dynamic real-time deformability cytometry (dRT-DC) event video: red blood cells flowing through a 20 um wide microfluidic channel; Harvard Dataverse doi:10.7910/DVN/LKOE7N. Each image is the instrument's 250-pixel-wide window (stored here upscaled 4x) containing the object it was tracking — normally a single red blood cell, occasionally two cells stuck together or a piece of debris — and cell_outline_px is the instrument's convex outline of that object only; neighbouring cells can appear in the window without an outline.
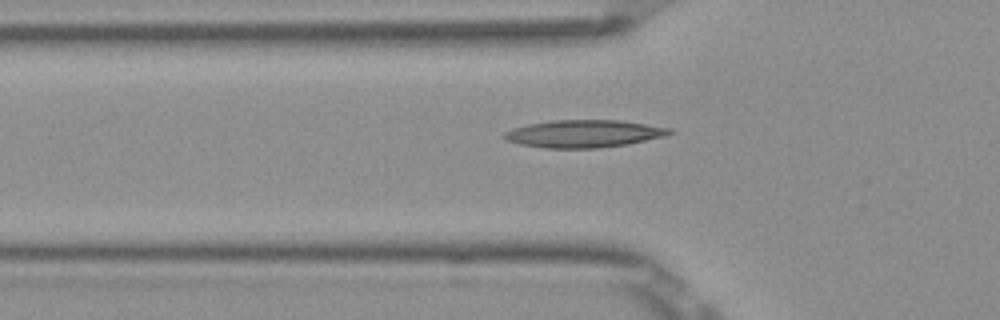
{"species": "Egyptian fruit bat (a non-hibernating species)", "species_latin": "Rousettus aegyptiacus", "temperature_condition": "room temperature", "stored_images_in_passage": 7, "camera_frame_rate_fps": 3000, "um_per_image_px": 0.085, "frame": {"image": 1, "passage_image": 6, "time_ms": 1.667, "image_size_px": [1000, 320], "cell_outline_px": [[672, 132], [668, 136], [628, 144], [596, 148], [548, 148], [520, 144], [508, 140], [500, 136], [504, 132], [512, 128], [528, 124], [552, 120], [620, 120], [672, 128]], "centroid_in_image_um": [49.65, 11.36], "position_along_channel_um": 76.2, "area_um2": 26.59}}
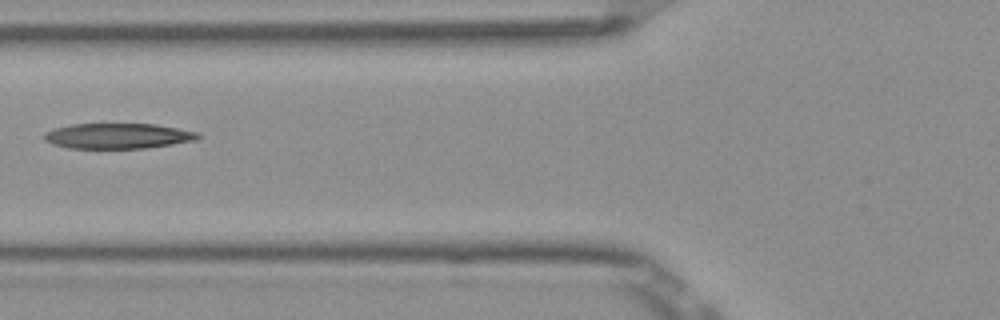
{"frame": {"image": 2, "passage_image": 7, "time_ms": 2.0, "image_size_px": [1000, 320], "cell_outline_px": [[200, 136], [196, 140], [148, 148], [68, 148], [52, 144], [44, 140], [44, 136], [48, 132], [56, 128], [72, 124], [156, 124], [200, 132]], "centroid_in_image_um": [10.06, 11.56], "position_along_channel_um": 115.7, "area_um2": 22.66}}